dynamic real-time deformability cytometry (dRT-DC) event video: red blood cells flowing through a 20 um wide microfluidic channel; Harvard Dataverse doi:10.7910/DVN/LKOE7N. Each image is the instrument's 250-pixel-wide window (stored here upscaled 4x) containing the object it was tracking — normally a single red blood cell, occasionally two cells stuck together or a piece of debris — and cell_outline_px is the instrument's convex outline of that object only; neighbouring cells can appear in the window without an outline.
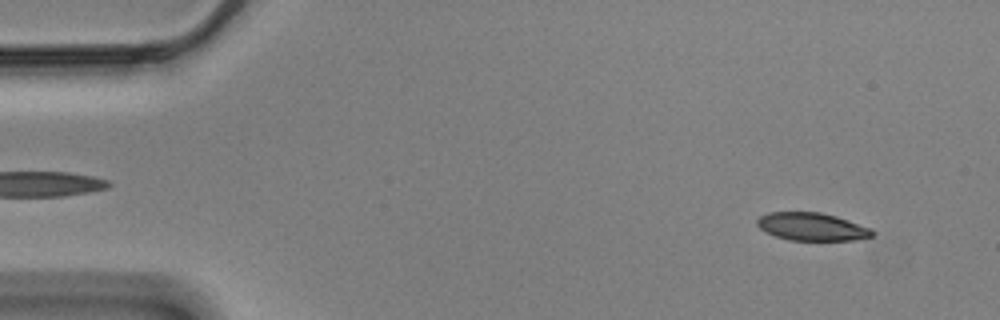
{"species": "Egyptian fruit bat (a non-hibernating species)", "species_latin": "Rousettus aegyptiacus", "temperature_condition": "cold", "stored_images_in_passage": 56, "segment_of_instrument_passage": [1, 2], "camera_frame_rate_fps": 3000, "um_per_image_px": 0.085, "animal": {"sex": "male"}, "frame": {"image": 1, "passage_image": 4, "time_ms": 1.0, "image_size_px": [1000, 320], "cell_outline_px": [[876, 232], [872, 236], [852, 240], [788, 240], [764, 232], [756, 224], [756, 220], [760, 216], [768, 212], [820, 212], [836, 216], [872, 228]], "centroid_in_image_um": [69.0, 19.26], "position_along_channel_um": 16.0, "area_um2": 18.79}}
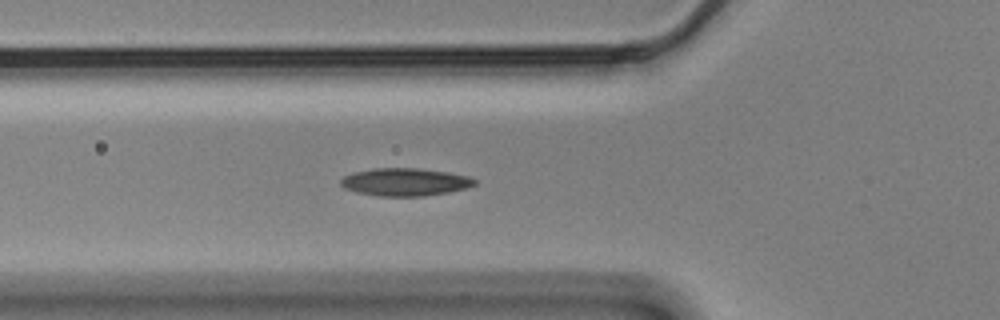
{"frame": {"image": 2, "passage_image": 19, "time_ms": 6.0, "image_size_px": [1000, 320], "cell_outline_px": [[476, 184], [468, 188], [448, 192], [424, 196], [380, 196], [356, 192], [344, 188], [340, 184], [340, 180], [344, 176], [352, 172], [372, 168], [420, 168], [448, 172], [468, 176], [476, 180]], "centroid_in_image_um": [34.42, 15.46], "position_along_channel_um": 91.4, "area_um2": 21.79}}
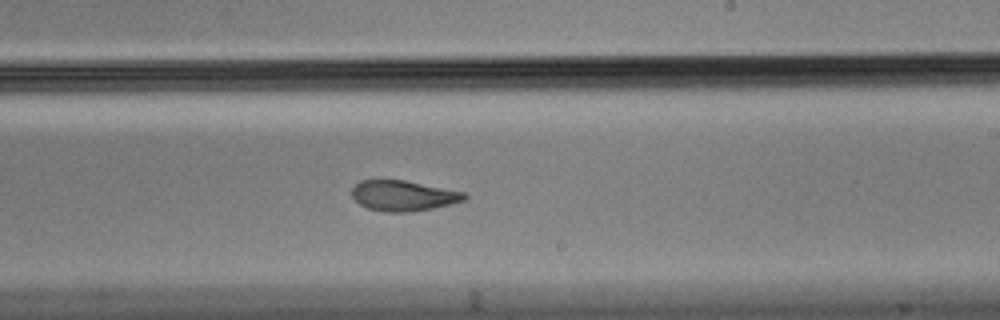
{"frame": {"image": 3, "passage_image": 33, "time_ms": 10.667, "image_size_px": [1000, 320], "cell_outline_px": [[468, 196], [464, 200], [432, 208], [408, 212], [384, 212], [368, 208], [360, 204], [352, 196], [352, 188], [360, 180], [404, 180], [464, 192]], "centroid_in_image_um": [34.25, 16.63], "position_along_channel_um": 254.7, "area_um2": 19.71}}